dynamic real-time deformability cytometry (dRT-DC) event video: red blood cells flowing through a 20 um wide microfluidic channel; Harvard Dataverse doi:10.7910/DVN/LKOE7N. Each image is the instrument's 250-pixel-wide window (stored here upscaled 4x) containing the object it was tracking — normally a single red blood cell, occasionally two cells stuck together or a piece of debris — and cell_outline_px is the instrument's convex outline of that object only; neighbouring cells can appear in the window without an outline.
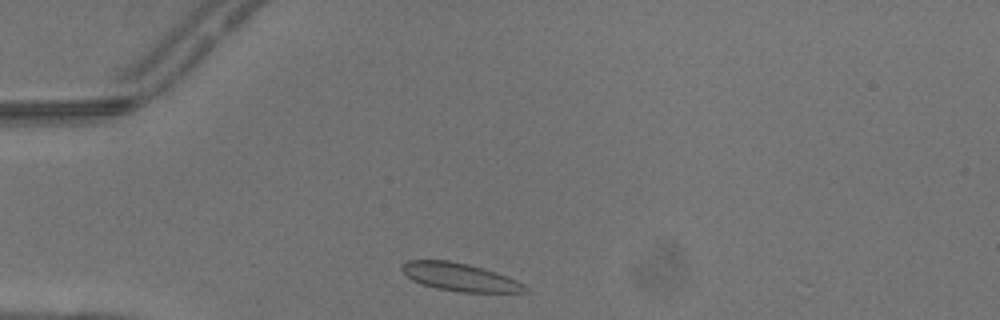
{"species": "common noctule bat (a hibernating species)", "species_latin": "Nyctalus noctula", "temperature_condition": "warm", "stored_images_in_passage": 1, "camera_frame_rate_fps": 3000, "um_per_image_px": 0.085, "animal": {"sex": "male", "body_mass_g": 13.3}, "frame": {"image": 1, "passage_image": 1, "time_ms": 0.0, "image_size_px": [1000, 320], "cell_outline_px": [[528, 292], [460, 292], [436, 288], [412, 280], [400, 268], [400, 264], [408, 260], [448, 260], [468, 264], [496, 272], [508, 276], [524, 284], [528, 288]], "centroid_in_image_um": [39.09, 23.54], "position_along_channel_um": 45.9, "area_um2": 20.0}}